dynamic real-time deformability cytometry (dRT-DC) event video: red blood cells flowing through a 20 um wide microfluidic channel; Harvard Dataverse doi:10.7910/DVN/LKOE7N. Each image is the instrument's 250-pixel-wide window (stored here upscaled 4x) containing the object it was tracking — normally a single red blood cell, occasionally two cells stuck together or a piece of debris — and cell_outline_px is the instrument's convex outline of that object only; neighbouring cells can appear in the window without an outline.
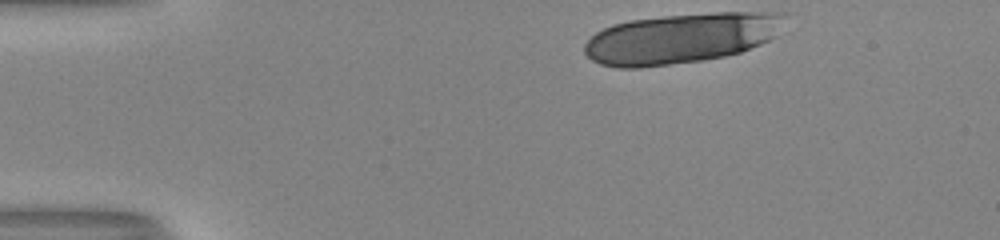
{"species": "human", "species_latin": "Homo sapiens", "temperature_condition": "room temperature", "stored_images_in_passage": 12, "camera_frame_rate_fps": 3000, "um_per_image_px": 0.085, "donor": {"sex": "male"}, "frame": {"image": 1, "passage_image": 1, "time_ms": 0.0, "image_size_px": [1000, 240], "cell_outline_px": [[788, 12], [780, 36], [740, 52], [724, 56], [700, 60], [640, 68], [616, 68], [600, 64], [592, 60], [584, 52], [584, 44], [596, 32], [612, 24], [632, 20], [664, 16], [716, 12]], "centroid_in_image_um": [57.95, 3.24], "position_along_channel_um": 27.0, "area_um2": 59.01}}